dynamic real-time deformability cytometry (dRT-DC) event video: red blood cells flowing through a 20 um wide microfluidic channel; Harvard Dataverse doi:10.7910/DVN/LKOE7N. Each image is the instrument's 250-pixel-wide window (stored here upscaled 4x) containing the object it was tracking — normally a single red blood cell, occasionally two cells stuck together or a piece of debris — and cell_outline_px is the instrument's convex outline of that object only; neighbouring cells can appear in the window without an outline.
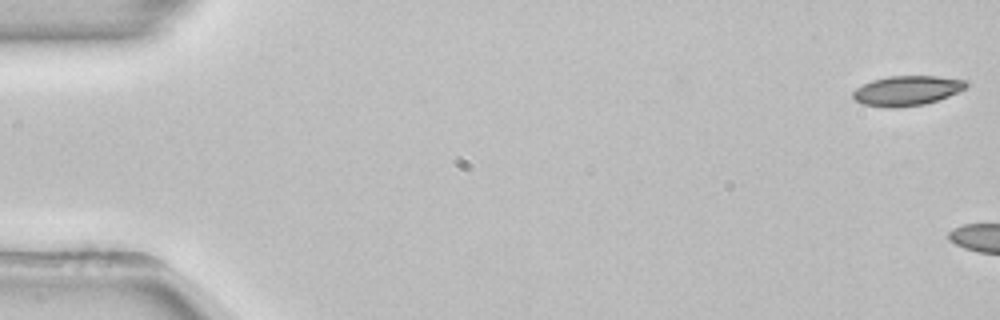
{"species": "common noctule bat (a hibernating species)", "species_latin": "Nyctalus noctula", "temperature_condition": "room temperature", "stored_images_in_passage": 5, "camera_frame_rate_fps": 3000, "um_per_image_px": 0.085, "animal": {"sex": "female", "body_mass_g": 22.7, "forearm_length_mm": 54.2}, "frame": {"image": 1, "passage_image": 1, "time_ms": 0.0, "image_size_px": [1000, 320], "cell_outline_px": [[968, 84], [964, 88], [948, 96], [924, 104], [896, 108], [884, 108], [864, 104], [856, 100], [852, 96], [852, 92], [856, 88], [872, 80], [888, 76], [936, 76], [968, 80]], "centroid_in_image_um": [77.07, 7.7], "position_along_channel_um": 7.9, "area_um2": 19.59}}